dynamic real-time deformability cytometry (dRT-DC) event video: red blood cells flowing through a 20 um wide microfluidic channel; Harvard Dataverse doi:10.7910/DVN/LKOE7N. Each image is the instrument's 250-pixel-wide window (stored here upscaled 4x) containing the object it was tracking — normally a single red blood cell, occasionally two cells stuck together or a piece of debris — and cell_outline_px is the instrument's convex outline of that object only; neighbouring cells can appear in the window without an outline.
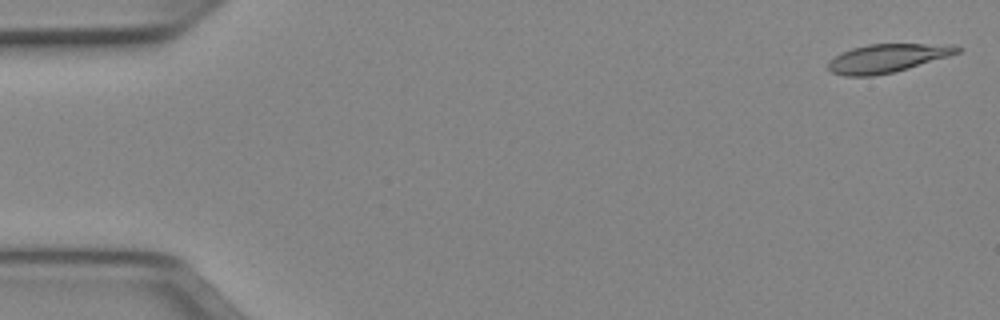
{"species": "Egyptian fruit bat (a non-hibernating species)", "species_latin": "Rousettus aegyptiacus", "temperature_condition": "cold", "stored_images_in_passage": 51, "segment_of_instrument_passage": [1, 2], "camera_frame_rate_fps": 3000, "um_per_image_px": 0.085, "animal": {"sex": "female"}, "frame": {"image": 1, "passage_image": 1, "time_ms": 0.0, "image_size_px": [1000, 320], "cell_outline_px": [[964, 48], [960, 52], [948, 56], [908, 68], [892, 72], [872, 76], [844, 76], [832, 72], [828, 68], [828, 60], [840, 52], [852, 48], [868, 44], [952, 44]], "centroid_in_image_um": [75.4, 4.94], "position_along_channel_um": 9.6, "area_um2": 21.44}}
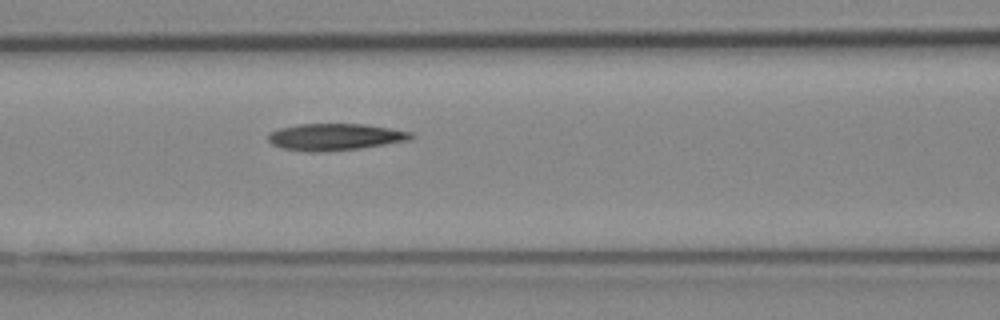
{"frame": {"image": 2, "passage_image": 21, "time_ms": 6.667, "image_size_px": [1000, 320], "cell_outline_px": [[416, 136], [412, 140], [360, 148], [324, 152], [304, 152], [280, 148], [272, 144], [268, 140], [268, 132], [280, 128], [300, 124], [364, 124], [392, 128], [412, 132]], "centroid_in_image_um": [28.49, 11.64], "position_along_channel_um": 138.1, "area_um2": 22.66}}
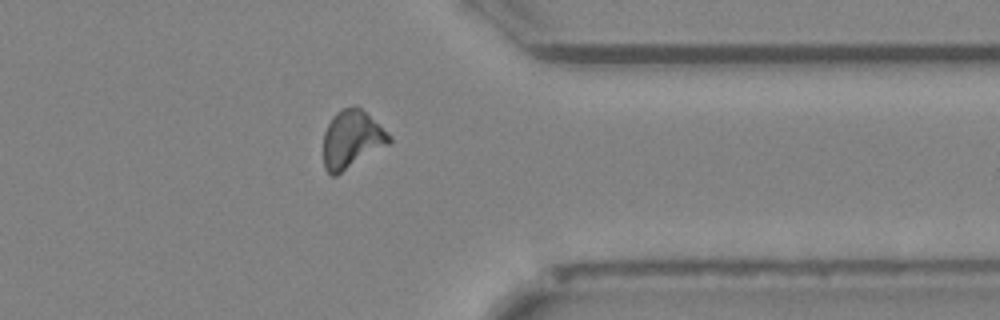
{"frame": {"image": 3, "passage_image": 40, "time_ms": 13.0, "image_size_px": [1000, 320], "cell_outline_px": [[392, 140], [388, 144], [336, 176], [332, 176], [324, 168], [324, 132], [332, 116], [336, 112], [344, 108], [356, 104], [392, 136]], "centroid_in_image_um": [29.88, 11.83], "position_along_channel_um": 381.5, "area_um2": 22.02}}